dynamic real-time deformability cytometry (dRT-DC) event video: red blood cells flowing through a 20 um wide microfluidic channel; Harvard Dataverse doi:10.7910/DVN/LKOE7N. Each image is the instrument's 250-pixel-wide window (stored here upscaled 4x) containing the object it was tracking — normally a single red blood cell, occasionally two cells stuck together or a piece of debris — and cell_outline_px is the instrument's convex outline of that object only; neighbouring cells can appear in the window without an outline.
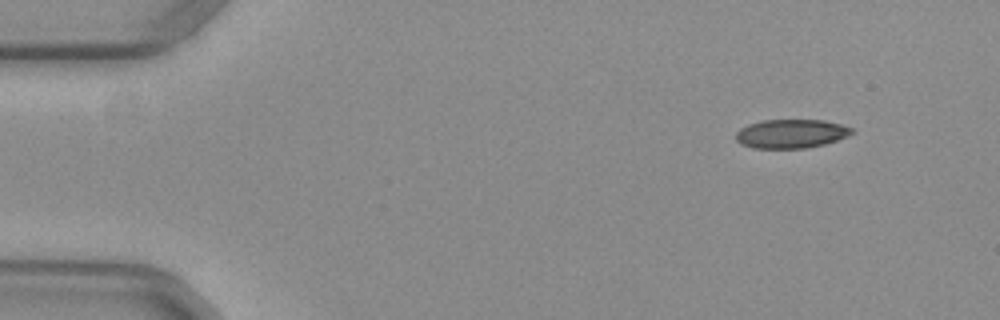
{"species": "common noctule bat (a hibernating species)", "species_latin": "Nyctalus noctula", "temperature_condition": "warm", "stored_images_in_passage": 48, "camera_frame_rate_fps": 3000, "um_per_image_px": 0.085, "animal": {"sex": "female", "body_mass_g": 29.2, "forearm_length_mm": 56.3}, "frame": {"image": 1, "passage_image": 1, "time_ms": 0.0, "image_size_px": [1000, 320], "cell_outline_px": [[856, 132], [848, 136], [824, 144], [804, 148], [752, 148], [740, 144], [736, 140], [736, 132], [740, 128], [748, 124], [764, 120], [824, 120], [840, 124], [852, 128]], "centroid_in_image_um": [67.23, 11.36], "position_along_channel_um": 17.8, "area_um2": 19.54}}
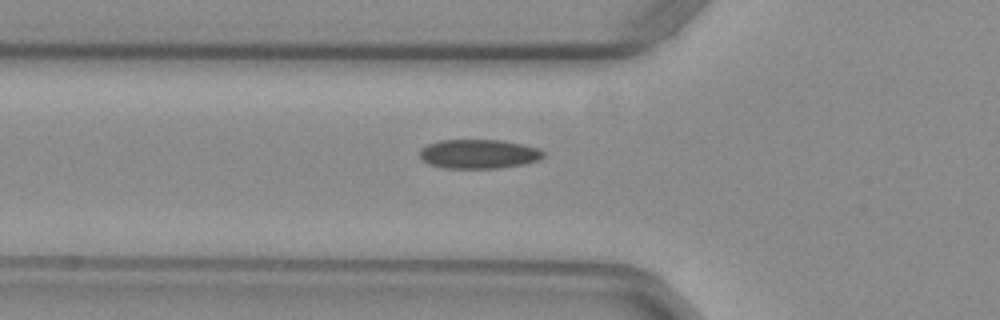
{"frame": {"image": 2, "passage_image": 14, "time_ms": 4.333, "image_size_px": [1000, 320], "cell_outline_px": [[544, 156], [540, 160], [524, 164], [496, 168], [444, 168], [428, 164], [420, 156], [420, 148], [428, 144], [440, 140], [500, 140], [524, 144], [540, 148], [544, 152]], "centroid_in_image_um": [40.72, 13.08], "position_along_channel_um": 85.1, "area_um2": 21.15}}
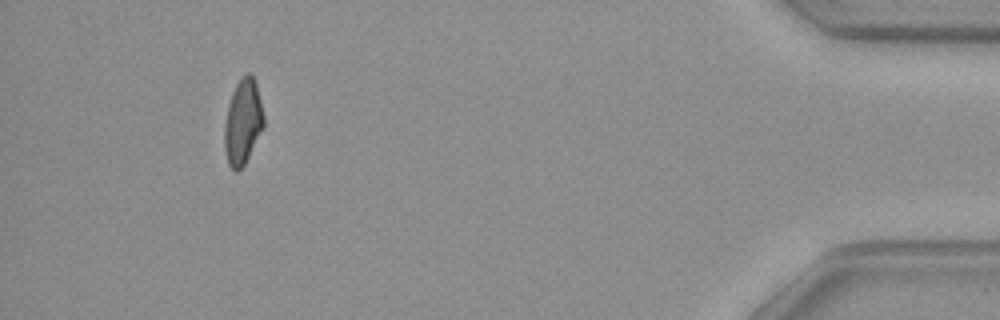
{"frame": {"image": 3, "passage_image": 44, "time_ms": 14.333, "image_size_px": [1000, 320], "cell_outline_px": [[264, 124], [244, 164], [236, 172], [228, 164], [224, 148], [224, 124], [228, 104], [232, 92], [236, 84], [244, 72], [252, 72], [256, 84], [264, 116]], "centroid_in_image_um": [20.62, 10.3], "position_along_channel_um": 414.6, "area_um2": 19.36}, "authors_computed_cell_mechanics": {"area_um2": 20.3456, "velocity_mm_per_s": 3.9693, "shape_relaxation_time_tau1_ms": null, "shape_relaxation_time_tau2_ms": 1.9576, "deformation_change_tau1": null, "deformation_change_tau2": 0.077}}